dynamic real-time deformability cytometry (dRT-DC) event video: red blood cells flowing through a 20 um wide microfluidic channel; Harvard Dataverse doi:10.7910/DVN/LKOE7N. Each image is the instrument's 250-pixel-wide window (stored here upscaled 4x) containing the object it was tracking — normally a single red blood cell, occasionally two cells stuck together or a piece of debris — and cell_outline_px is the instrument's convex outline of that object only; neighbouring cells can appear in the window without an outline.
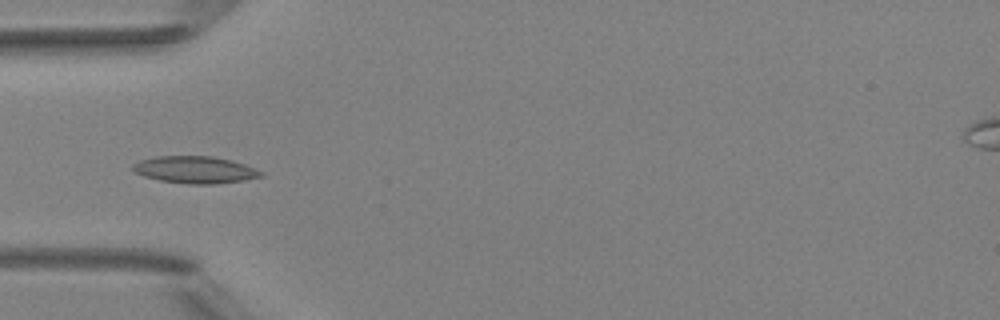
{"species": "Egyptian fruit bat (a non-hibernating species)", "species_latin": "Rousettus aegyptiacus", "temperature_condition": "room temperature", "stored_images_in_passage": 6, "camera_frame_rate_fps": 3000, "um_per_image_px": 0.085, "animal": {"sex": "female"}, "frame": {"image": 1, "passage_image": 6, "time_ms": 5.333, "image_size_px": [1000, 320], "cell_outline_px": [[264, 176], [244, 180], [216, 184], [188, 184], [160, 180], [144, 176], [136, 172], [132, 168], [132, 164], [140, 160], [156, 156], [212, 156], [232, 160], [244, 164], [264, 172]], "centroid_in_image_um": [16.6, 14.43], "position_along_channel_um": 68.4, "area_um2": 20.23}}